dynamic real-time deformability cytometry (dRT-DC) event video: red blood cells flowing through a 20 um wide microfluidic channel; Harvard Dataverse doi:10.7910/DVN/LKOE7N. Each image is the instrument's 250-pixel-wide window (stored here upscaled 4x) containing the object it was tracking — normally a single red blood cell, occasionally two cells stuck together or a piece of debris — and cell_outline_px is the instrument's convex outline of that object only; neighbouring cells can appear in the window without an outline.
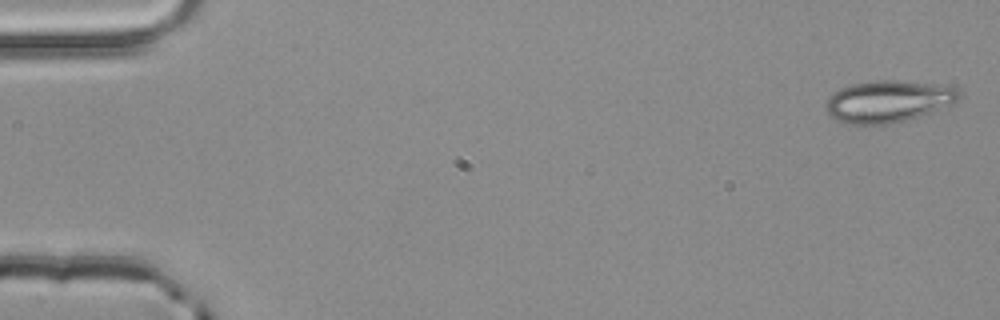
{"species": "common noctule bat (a hibernating species)", "species_latin": "Nyctalus noctula", "temperature_condition": "room temperature", "stored_images_in_passage": 53, "camera_frame_rate_fps": 3000, "um_per_image_px": 0.085, "animal": {"sex": "male", "body_mass_g": 20.4}, "frame": {"image": 1, "passage_image": 1, "time_ms": 0.0, "image_size_px": [1000, 320], "cell_outline_px": [[960, 96], [956, 100], [928, 112], [904, 120], [888, 124], [852, 124], [836, 120], [824, 108], [824, 104], [828, 96], [840, 88], [852, 84], [872, 80], [896, 80], [940, 84], [956, 88], [960, 92]], "centroid_in_image_um": [75.41, 8.59], "position_along_channel_um": 9.6, "area_um2": 32.08}}
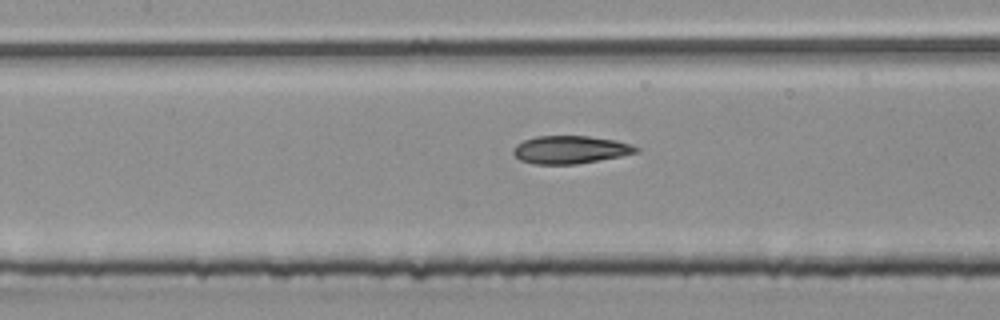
{"frame": {"image": 2, "passage_image": 24, "time_ms": 7.667, "image_size_px": [1000, 320], "cell_outline_px": [[640, 152], [620, 156], [576, 164], [536, 164], [520, 160], [512, 152], [512, 148], [516, 144], [524, 140], [536, 136], [588, 136], [616, 140], [632, 144], [640, 148]], "centroid_in_image_um": [48.48, 12.71], "position_along_channel_um": 158.9, "area_um2": 20.0}}
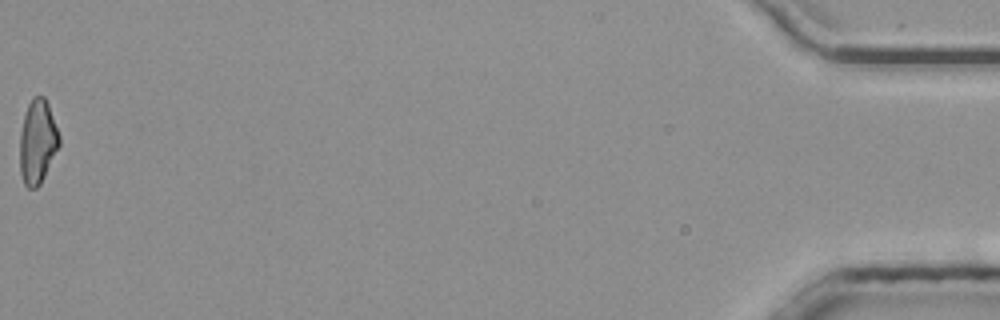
{"frame": {"image": 3, "passage_image": 53, "time_ms": 17.333, "image_size_px": [1000, 320], "cell_outline_px": [[60, 144], [40, 184], [36, 188], [28, 188], [24, 184], [20, 172], [20, 132], [24, 112], [32, 96], [44, 96], [48, 104], [60, 136]], "centroid_in_image_um": [3.18, 12.03], "position_along_channel_um": 432.0, "area_um2": 19.31}, "authors_computed_cell_mechanics": {"area_um2": 20.0566, "velocity_mm_per_s": 3.9301, "shape_relaxation_time_tau1_ms": 6.5669, "shape_relaxation_time_tau2_ms": 2.3527, "deformation_change_tau1": 0.1824, "deformation_change_tau2": 0.1102}}